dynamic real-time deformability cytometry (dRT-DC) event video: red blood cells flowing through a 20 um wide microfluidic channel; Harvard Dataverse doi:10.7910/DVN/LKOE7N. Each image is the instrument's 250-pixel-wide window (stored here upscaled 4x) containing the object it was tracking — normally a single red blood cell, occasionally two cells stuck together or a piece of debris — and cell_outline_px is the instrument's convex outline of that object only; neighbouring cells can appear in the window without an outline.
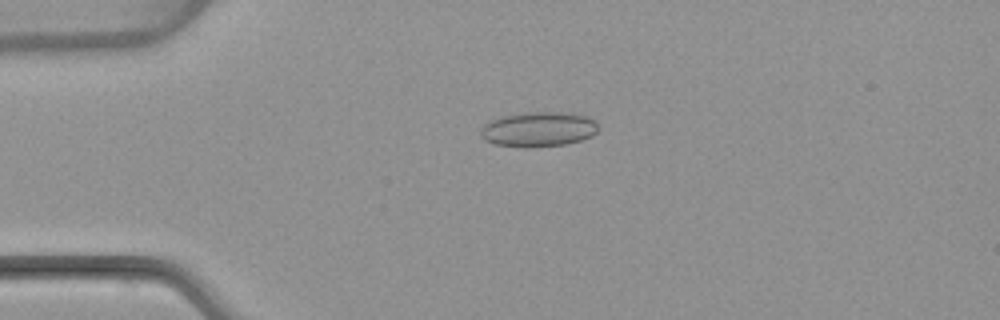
{"species": "common noctule bat (a hibernating species)", "species_latin": "Nyctalus noctula", "temperature_condition": "warm", "stored_images_in_passage": 7, "camera_frame_rate_fps": 3000, "um_per_image_px": 0.085, "animal": {"sex": "female", "body_mass_g": 22.7, "forearm_length_mm": 54.2}, "frame": {"image": 1, "passage_image": 4, "time_ms": 3.667, "image_size_px": [1000, 320], "cell_outline_px": [[600, 128], [592, 136], [580, 140], [564, 144], [528, 148], [524, 148], [492, 144], [484, 140], [480, 136], [480, 132], [484, 124], [488, 120], [504, 116], [524, 112], [572, 112], [588, 116]], "centroid_in_image_um": [45.74, 10.99], "position_along_channel_um": 39.3, "area_um2": 24.28}}
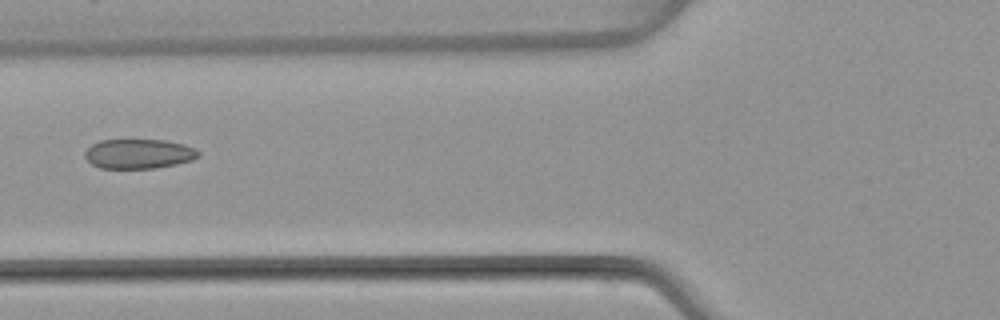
{"frame": {"image": 2, "passage_image": 6, "time_ms": 6.333, "image_size_px": [1000, 320], "cell_outline_px": [[200, 156], [192, 160], [176, 164], [156, 168], [100, 168], [92, 164], [84, 156], [84, 152], [92, 144], [100, 140], [164, 140], [184, 144], [196, 148], [200, 152]], "centroid_in_image_um": [11.81, 13.07], "position_along_channel_um": 114.0, "area_um2": 19.65}}
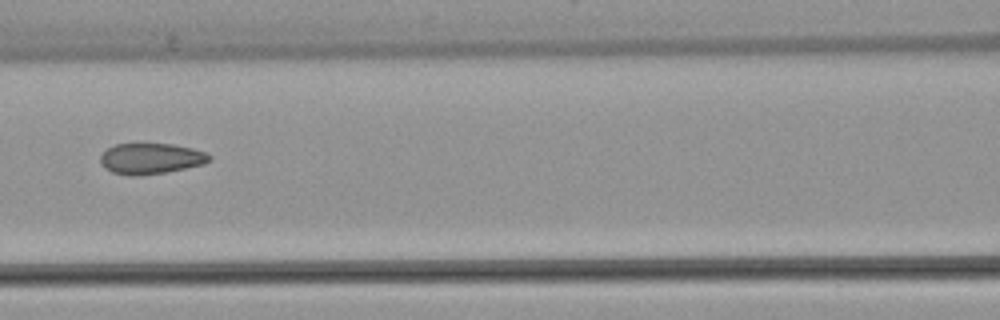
{"frame": {"image": 3, "passage_image": 7, "time_ms": 7.333, "image_size_px": [1000, 320], "cell_outline_px": [[212, 156], [204, 164], [164, 172], [132, 176], [112, 172], [104, 168], [100, 160], [100, 156], [108, 148], [116, 144], [172, 144], [192, 148], [204, 152]], "centroid_in_image_um": [12.8, 13.47], "position_along_channel_um": 153.8, "area_um2": 19.25}}